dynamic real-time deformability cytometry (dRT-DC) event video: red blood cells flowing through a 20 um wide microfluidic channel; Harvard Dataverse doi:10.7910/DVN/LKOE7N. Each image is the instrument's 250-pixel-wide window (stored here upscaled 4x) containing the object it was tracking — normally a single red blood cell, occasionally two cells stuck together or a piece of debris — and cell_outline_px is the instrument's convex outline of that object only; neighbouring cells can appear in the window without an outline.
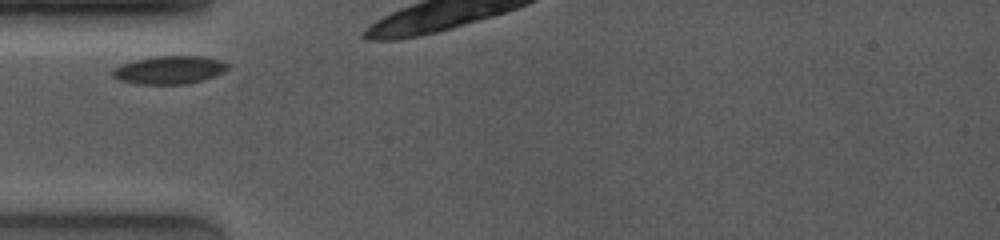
{"species": "common noctule bat (a hibernating species)", "species_latin": "Nyctalus noctula", "temperature_condition": "room temperature", "stored_images_in_passage": 21, "camera_frame_rate_fps": 4000, "um_per_image_px": 0.085, "animal": {"sex": "female", "body_mass_g": 19.0, "forearm_length_mm": 53.3}, "frame": {"image": 1, "passage_image": 1, "time_ms": 0.0, "image_size_px": [1000, 240], "cell_outline_px": [[228, 68], [224, 72], [200, 80], [184, 84], [140, 84], [120, 80], [112, 76], [112, 68], [120, 64], [136, 60], [156, 56], [204, 56], [220, 60], [228, 64]], "centroid_in_image_um": [14.37, 5.93], "position_along_channel_um": 70.6, "area_um2": 18.67}}